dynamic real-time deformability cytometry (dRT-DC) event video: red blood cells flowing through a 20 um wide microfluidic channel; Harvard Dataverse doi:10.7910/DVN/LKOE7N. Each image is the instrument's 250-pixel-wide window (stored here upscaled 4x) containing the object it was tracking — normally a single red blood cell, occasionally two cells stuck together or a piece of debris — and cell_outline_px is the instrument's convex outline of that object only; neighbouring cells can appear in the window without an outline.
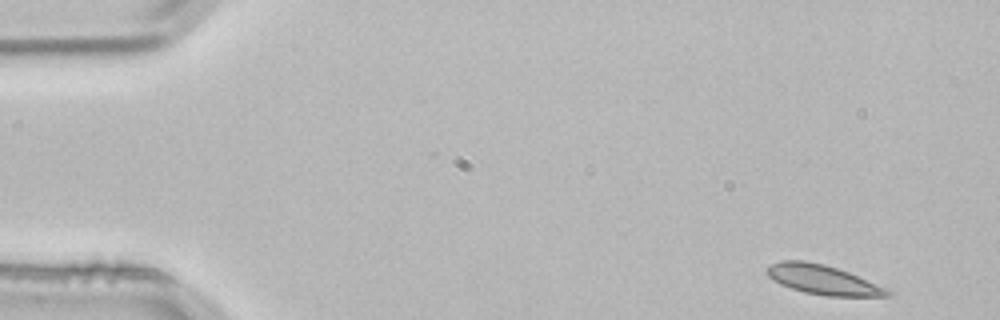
{"species": "common noctule bat (a hibernating species)", "species_latin": "Nyctalus noctula", "temperature_condition": "room temperature", "stored_images_in_passage": 3, "camera_frame_rate_fps": 3000, "um_per_image_px": 0.085, "animal": {"sex": "male", "body_mass_g": 21.5, "forearm_length_mm": 52.0}, "frame": {"image": 1, "passage_image": 1, "time_ms": 0.0, "image_size_px": [1000, 320], "cell_outline_px": [[892, 296], [828, 296], [804, 292], [780, 284], [772, 280], [764, 272], [764, 268], [780, 260], [804, 260], [824, 264], [848, 272], [884, 288], [892, 292]], "centroid_in_image_um": [69.85, 23.76], "position_along_channel_um": 15.1, "area_um2": 20.52}}
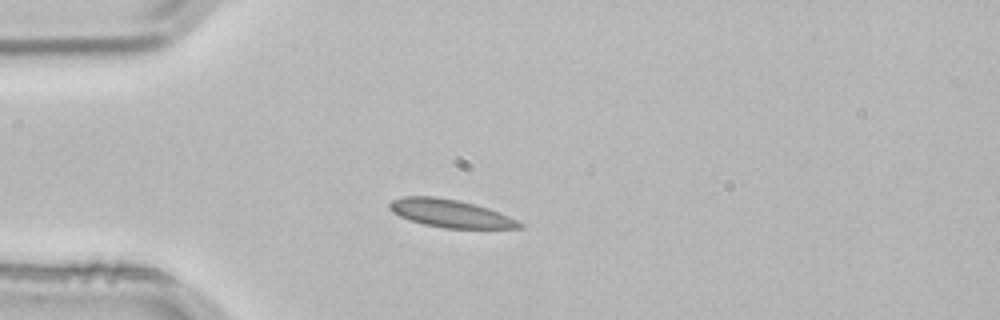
{"frame": {"image": 2, "passage_image": 3, "time_ms": 0.667, "image_size_px": [1000, 320], "cell_outline_px": [[524, 228], [444, 228], [424, 224], [400, 216], [392, 212], [388, 208], [388, 204], [392, 200], [404, 196], [436, 196], [460, 200], [488, 208], [508, 216], [524, 224]], "centroid_in_image_um": [38.27, 18.13], "position_along_channel_um": 46.7, "area_um2": 21.04}}